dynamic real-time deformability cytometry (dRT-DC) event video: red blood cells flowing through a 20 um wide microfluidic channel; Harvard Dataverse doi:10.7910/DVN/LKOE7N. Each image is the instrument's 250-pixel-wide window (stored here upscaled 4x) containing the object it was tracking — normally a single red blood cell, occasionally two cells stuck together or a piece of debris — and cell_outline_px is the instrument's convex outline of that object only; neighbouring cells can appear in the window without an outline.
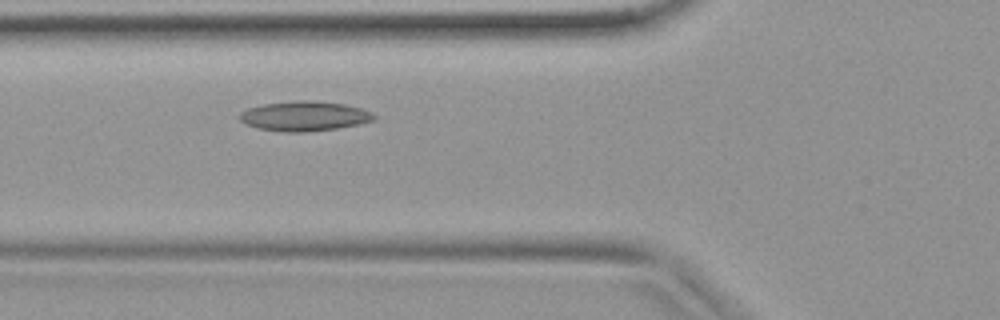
{"species": "common noctule bat (a hibernating species)", "species_latin": "Nyctalus noctula", "temperature_condition": "warm", "stored_images_in_passage": 18, "camera_frame_rate_fps": 3000, "um_per_image_px": 0.085, "animal": {"sex": "female", "body_mass_g": 19.9}, "frame": {"image": 1, "passage_image": 3, "time_ms": 0.667, "image_size_px": [1000, 320], "cell_outline_px": [[376, 120], [336, 128], [308, 132], [284, 132], [256, 128], [244, 124], [236, 116], [240, 112], [248, 108], [264, 104], [292, 100], [316, 100], [344, 104], [360, 108], [372, 112], [376, 116]], "centroid_in_image_um": [25.82, 9.86], "position_along_channel_um": 100.0, "area_um2": 23.58}}
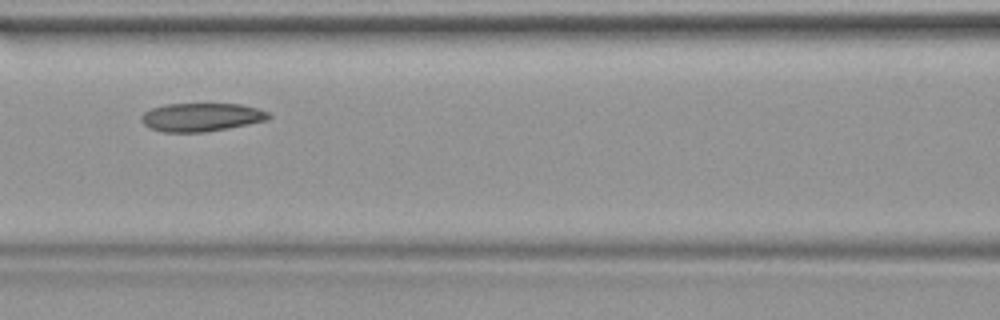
{"frame": {"image": 2, "passage_image": 6, "time_ms": 1.667, "image_size_px": [1000, 320], "cell_outline_px": [[272, 116], [268, 120], [228, 128], [204, 132], [164, 132], [148, 128], [140, 120], [140, 116], [144, 112], [152, 108], [164, 104], [240, 104], [256, 108], [268, 112]], "centroid_in_image_um": [17.09, 9.96], "position_along_channel_um": 149.5, "area_um2": 21.1}}